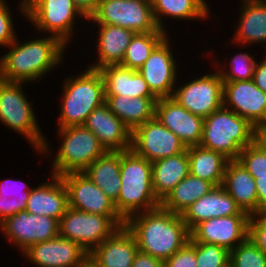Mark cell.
<instances>
[{
  "instance_id": "1",
  "label": "cell",
  "mask_w": 266,
  "mask_h": 267,
  "mask_svg": "<svg viewBox=\"0 0 266 267\" xmlns=\"http://www.w3.org/2000/svg\"><path fill=\"white\" fill-rule=\"evenodd\" d=\"M17 39L6 47L9 51L0 57V79L7 82H38L61 65L68 47L52 35L43 34L41 38L23 42Z\"/></svg>"
},
{
  "instance_id": "2",
  "label": "cell",
  "mask_w": 266,
  "mask_h": 267,
  "mask_svg": "<svg viewBox=\"0 0 266 267\" xmlns=\"http://www.w3.org/2000/svg\"><path fill=\"white\" fill-rule=\"evenodd\" d=\"M125 226L134 235L139 251L164 261L191 237L182 215L161 206L132 215Z\"/></svg>"
},
{
  "instance_id": "3",
  "label": "cell",
  "mask_w": 266,
  "mask_h": 267,
  "mask_svg": "<svg viewBox=\"0 0 266 267\" xmlns=\"http://www.w3.org/2000/svg\"><path fill=\"white\" fill-rule=\"evenodd\" d=\"M120 178V192L114 204L125 221L160 206L152 187V163L132 149L120 152Z\"/></svg>"
},
{
  "instance_id": "4",
  "label": "cell",
  "mask_w": 266,
  "mask_h": 267,
  "mask_svg": "<svg viewBox=\"0 0 266 267\" xmlns=\"http://www.w3.org/2000/svg\"><path fill=\"white\" fill-rule=\"evenodd\" d=\"M58 128L83 126L92 111L105 103L104 81L99 70L86 68L63 83Z\"/></svg>"
},
{
  "instance_id": "5",
  "label": "cell",
  "mask_w": 266,
  "mask_h": 267,
  "mask_svg": "<svg viewBox=\"0 0 266 267\" xmlns=\"http://www.w3.org/2000/svg\"><path fill=\"white\" fill-rule=\"evenodd\" d=\"M257 129L245 118L222 106L204 118L200 146L238 159L241 150L252 144Z\"/></svg>"
},
{
  "instance_id": "6",
  "label": "cell",
  "mask_w": 266,
  "mask_h": 267,
  "mask_svg": "<svg viewBox=\"0 0 266 267\" xmlns=\"http://www.w3.org/2000/svg\"><path fill=\"white\" fill-rule=\"evenodd\" d=\"M23 82H7L0 79V122L10 130L19 133L41 156H49L50 143L47 142L32 108L24 93ZM36 149V150H35Z\"/></svg>"
},
{
  "instance_id": "7",
  "label": "cell",
  "mask_w": 266,
  "mask_h": 267,
  "mask_svg": "<svg viewBox=\"0 0 266 267\" xmlns=\"http://www.w3.org/2000/svg\"><path fill=\"white\" fill-rule=\"evenodd\" d=\"M18 8L36 31L55 36L69 46L77 17L88 21L72 0H21Z\"/></svg>"
},
{
  "instance_id": "8",
  "label": "cell",
  "mask_w": 266,
  "mask_h": 267,
  "mask_svg": "<svg viewBox=\"0 0 266 267\" xmlns=\"http://www.w3.org/2000/svg\"><path fill=\"white\" fill-rule=\"evenodd\" d=\"M57 129L61 143L52 160L50 175L82 173L106 152L98 138L84 126Z\"/></svg>"
},
{
  "instance_id": "9",
  "label": "cell",
  "mask_w": 266,
  "mask_h": 267,
  "mask_svg": "<svg viewBox=\"0 0 266 267\" xmlns=\"http://www.w3.org/2000/svg\"><path fill=\"white\" fill-rule=\"evenodd\" d=\"M123 226L125 220L121 216H103L68 207L59 221V235L78 243L90 254Z\"/></svg>"
},
{
  "instance_id": "10",
  "label": "cell",
  "mask_w": 266,
  "mask_h": 267,
  "mask_svg": "<svg viewBox=\"0 0 266 267\" xmlns=\"http://www.w3.org/2000/svg\"><path fill=\"white\" fill-rule=\"evenodd\" d=\"M88 22L118 26L134 33L159 29L153 16L151 0H99L97 10Z\"/></svg>"
},
{
  "instance_id": "11",
  "label": "cell",
  "mask_w": 266,
  "mask_h": 267,
  "mask_svg": "<svg viewBox=\"0 0 266 267\" xmlns=\"http://www.w3.org/2000/svg\"><path fill=\"white\" fill-rule=\"evenodd\" d=\"M175 87L172 98L203 119L223 106V80L218 71Z\"/></svg>"
},
{
  "instance_id": "12",
  "label": "cell",
  "mask_w": 266,
  "mask_h": 267,
  "mask_svg": "<svg viewBox=\"0 0 266 267\" xmlns=\"http://www.w3.org/2000/svg\"><path fill=\"white\" fill-rule=\"evenodd\" d=\"M0 232L5 235L7 241L18 247L20 252H24L33 244L57 237L59 222L45 215L20 211L0 223Z\"/></svg>"
},
{
  "instance_id": "13",
  "label": "cell",
  "mask_w": 266,
  "mask_h": 267,
  "mask_svg": "<svg viewBox=\"0 0 266 267\" xmlns=\"http://www.w3.org/2000/svg\"><path fill=\"white\" fill-rule=\"evenodd\" d=\"M131 149L151 163L184 152L182 141L155 117L132 131Z\"/></svg>"
},
{
  "instance_id": "14",
  "label": "cell",
  "mask_w": 266,
  "mask_h": 267,
  "mask_svg": "<svg viewBox=\"0 0 266 267\" xmlns=\"http://www.w3.org/2000/svg\"><path fill=\"white\" fill-rule=\"evenodd\" d=\"M170 35L151 53L144 65L138 69L157 98L172 97L177 86L178 67L171 49Z\"/></svg>"
},
{
  "instance_id": "15",
  "label": "cell",
  "mask_w": 266,
  "mask_h": 267,
  "mask_svg": "<svg viewBox=\"0 0 266 267\" xmlns=\"http://www.w3.org/2000/svg\"><path fill=\"white\" fill-rule=\"evenodd\" d=\"M223 106L247 119L256 129L266 124V93L253 80L223 82Z\"/></svg>"
},
{
  "instance_id": "16",
  "label": "cell",
  "mask_w": 266,
  "mask_h": 267,
  "mask_svg": "<svg viewBox=\"0 0 266 267\" xmlns=\"http://www.w3.org/2000/svg\"><path fill=\"white\" fill-rule=\"evenodd\" d=\"M250 215L211 218L199 223L191 232L197 243L215 244L233 250L248 237Z\"/></svg>"
},
{
  "instance_id": "17",
  "label": "cell",
  "mask_w": 266,
  "mask_h": 267,
  "mask_svg": "<svg viewBox=\"0 0 266 267\" xmlns=\"http://www.w3.org/2000/svg\"><path fill=\"white\" fill-rule=\"evenodd\" d=\"M60 177L67 188L69 208L103 216H120L114 202L83 172Z\"/></svg>"
},
{
  "instance_id": "18",
  "label": "cell",
  "mask_w": 266,
  "mask_h": 267,
  "mask_svg": "<svg viewBox=\"0 0 266 267\" xmlns=\"http://www.w3.org/2000/svg\"><path fill=\"white\" fill-rule=\"evenodd\" d=\"M22 254L36 267H79L89 256L78 243L60 235L29 246Z\"/></svg>"
},
{
  "instance_id": "19",
  "label": "cell",
  "mask_w": 266,
  "mask_h": 267,
  "mask_svg": "<svg viewBox=\"0 0 266 267\" xmlns=\"http://www.w3.org/2000/svg\"><path fill=\"white\" fill-rule=\"evenodd\" d=\"M155 118L171 130L186 148L200 144L204 119L189 112L174 98H158Z\"/></svg>"
},
{
  "instance_id": "20",
  "label": "cell",
  "mask_w": 266,
  "mask_h": 267,
  "mask_svg": "<svg viewBox=\"0 0 266 267\" xmlns=\"http://www.w3.org/2000/svg\"><path fill=\"white\" fill-rule=\"evenodd\" d=\"M83 126L98 138L106 151L131 149L132 132L105 103L92 111Z\"/></svg>"
},
{
  "instance_id": "21",
  "label": "cell",
  "mask_w": 266,
  "mask_h": 267,
  "mask_svg": "<svg viewBox=\"0 0 266 267\" xmlns=\"http://www.w3.org/2000/svg\"><path fill=\"white\" fill-rule=\"evenodd\" d=\"M232 215L249 214L242 211L223 186L219 185L190 205L182 214V218L191 232L203 221Z\"/></svg>"
},
{
  "instance_id": "22",
  "label": "cell",
  "mask_w": 266,
  "mask_h": 267,
  "mask_svg": "<svg viewBox=\"0 0 266 267\" xmlns=\"http://www.w3.org/2000/svg\"><path fill=\"white\" fill-rule=\"evenodd\" d=\"M50 177L49 182H43L31 189L26 211L35 215H45L59 222L68 208V192L60 176Z\"/></svg>"
},
{
  "instance_id": "23",
  "label": "cell",
  "mask_w": 266,
  "mask_h": 267,
  "mask_svg": "<svg viewBox=\"0 0 266 267\" xmlns=\"http://www.w3.org/2000/svg\"><path fill=\"white\" fill-rule=\"evenodd\" d=\"M138 250L134 235L123 226L97 246L89 256L101 267H132Z\"/></svg>"
},
{
  "instance_id": "24",
  "label": "cell",
  "mask_w": 266,
  "mask_h": 267,
  "mask_svg": "<svg viewBox=\"0 0 266 267\" xmlns=\"http://www.w3.org/2000/svg\"><path fill=\"white\" fill-rule=\"evenodd\" d=\"M223 188L242 211L258 214V196L255 178L238 159L229 160L222 182Z\"/></svg>"
},
{
  "instance_id": "25",
  "label": "cell",
  "mask_w": 266,
  "mask_h": 267,
  "mask_svg": "<svg viewBox=\"0 0 266 267\" xmlns=\"http://www.w3.org/2000/svg\"><path fill=\"white\" fill-rule=\"evenodd\" d=\"M240 17L231 42L235 45H266V0H241ZM246 44V45H245Z\"/></svg>"
},
{
  "instance_id": "26",
  "label": "cell",
  "mask_w": 266,
  "mask_h": 267,
  "mask_svg": "<svg viewBox=\"0 0 266 267\" xmlns=\"http://www.w3.org/2000/svg\"><path fill=\"white\" fill-rule=\"evenodd\" d=\"M104 81L105 96L156 97L138 70L118 65L99 69Z\"/></svg>"
},
{
  "instance_id": "27",
  "label": "cell",
  "mask_w": 266,
  "mask_h": 267,
  "mask_svg": "<svg viewBox=\"0 0 266 267\" xmlns=\"http://www.w3.org/2000/svg\"><path fill=\"white\" fill-rule=\"evenodd\" d=\"M98 26L97 61L88 68L99 70L107 65L122 63L126 49L130 44L134 32L118 26L95 24Z\"/></svg>"
},
{
  "instance_id": "28",
  "label": "cell",
  "mask_w": 266,
  "mask_h": 267,
  "mask_svg": "<svg viewBox=\"0 0 266 267\" xmlns=\"http://www.w3.org/2000/svg\"><path fill=\"white\" fill-rule=\"evenodd\" d=\"M157 97L105 96V104L132 132L155 117Z\"/></svg>"
},
{
  "instance_id": "29",
  "label": "cell",
  "mask_w": 266,
  "mask_h": 267,
  "mask_svg": "<svg viewBox=\"0 0 266 267\" xmlns=\"http://www.w3.org/2000/svg\"><path fill=\"white\" fill-rule=\"evenodd\" d=\"M189 173L187 149L178 155L152 162V187L156 197L162 201Z\"/></svg>"
},
{
  "instance_id": "30",
  "label": "cell",
  "mask_w": 266,
  "mask_h": 267,
  "mask_svg": "<svg viewBox=\"0 0 266 267\" xmlns=\"http://www.w3.org/2000/svg\"><path fill=\"white\" fill-rule=\"evenodd\" d=\"M114 203L121 187L120 152L106 151L83 172Z\"/></svg>"
},
{
  "instance_id": "31",
  "label": "cell",
  "mask_w": 266,
  "mask_h": 267,
  "mask_svg": "<svg viewBox=\"0 0 266 267\" xmlns=\"http://www.w3.org/2000/svg\"><path fill=\"white\" fill-rule=\"evenodd\" d=\"M153 16L159 29L167 32L166 18L178 20H205L211 18L207 0H151ZM166 18H165V17ZM163 17L165 20H163Z\"/></svg>"
},
{
  "instance_id": "32",
  "label": "cell",
  "mask_w": 266,
  "mask_h": 267,
  "mask_svg": "<svg viewBox=\"0 0 266 267\" xmlns=\"http://www.w3.org/2000/svg\"><path fill=\"white\" fill-rule=\"evenodd\" d=\"M189 172L192 176L211 182L214 186L222 185L228 159L220 152L200 145L187 148Z\"/></svg>"
},
{
  "instance_id": "33",
  "label": "cell",
  "mask_w": 266,
  "mask_h": 267,
  "mask_svg": "<svg viewBox=\"0 0 266 267\" xmlns=\"http://www.w3.org/2000/svg\"><path fill=\"white\" fill-rule=\"evenodd\" d=\"M213 187L211 182L189 173L167 194L160 206L167 211L182 215L190 205L209 193Z\"/></svg>"
},
{
  "instance_id": "34",
  "label": "cell",
  "mask_w": 266,
  "mask_h": 267,
  "mask_svg": "<svg viewBox=\"0 0 266 267\" xmlns=\"http://www.w3.org/2000/svg\"><path fill=\"white\" fill-rule=\"evenodd\" d=\"M168 32L158 29L154 32L135 33L128 45L122 63L123 67L138 70L144 65L152 51L167 37Z\"/></svg>"
},
{
  "instance_id": "35",
  "label": "cell",
  "mask_w": 266,
  "mask_h": 267,
  "mask_svg": "<svg viewBox=\"0 0 266 267\" xmlns=\"http://www.w3.org/2000/svg\"><path fill=\"white\" fill-rule=\"evenodd\" d=\"M19 181L10 178L0 181V223L20 211H26L32 188L24 181Z\"/></svg>"
},
{
  "instance_id": "36",
  "label": "cell",
  "mask_w": 266,
  "mask_h": 267,
  "mask_svg": "<svg viewBox=\"0 0 266 267\" xmlns=\"http://www.w3.org/2000/svg\"><path fill=\"white\" fill-rule=\"evenodd\" d=\"M256 62L257 60L253 55H250L248 54V52L243 51V53L240 52L236 53V55L234 54L231 62H227V65L230 67V69H227L228 67L226 66V64L222 66V63H217L218 67L215 66V70L219 72L223 82L252 80ZM219 65L221 67H219Z\"/></svg>"
},
{
  "instance_id": "37",
  "label": "cell",
  "mask_w": 266,
  "mask_h": 267,
  "mask_svg": "<svg viewBox=\"0 0 266 267\" xmlns=\"http://www.w3.org/2000/svg\"><path fill=\"white\" fill-rule=\"evenodd\" d=\"M230 265L232 267H266V253L247 237L230 251Z\"/></svg>"
},
{
  "instance_id": "38",
  "label": "cell",
  "mask_w": 266,
  "mask_h": 267,
  "mask_svg": "<svg viewBox=\"0 0 266 267\" xmlns=\"http://www.w3.org/2000/svg\"><path fill=\"white\" fill-rule=\"evenodd\" d=\"M238 160L255 179H266V148L257 139L241 150Z\"/></svg>"
},
{
  "instance_id": "39",
  "label": "cell",
  "mask_w": 266,
  "mask_h": 267,
  "mask_svg": "<svg viewBox=\"0 0 266 267\" xmlns=\"http://www.w3.org/2000/svg\"><path fill=\"white\" fill-rule=\"evenodd\" d=\"M229 264V250L215 244L196 242L197 267H227Z\"/></svg>"
},
{
  "instance_id": "40",
  "label": "cell",
  "mask_w": 266,
  "mask_h": 267,
  "mask_svg": "<svg viewBox=\"0 0 266 267\" xmlns=\"http://www.w3.org/2000/svg\"><path fill=\"white\" fill-rule=\"evenodd\" d=\"M14 18L6 0H0V46L7 47L17 37L14 28ZM0 47V48H1Z\"/></svg>"
},
{
  "instance_id": "41",
  "label": "cell",
  "mask_w": 266,
  "mask_h": 267,
  "mask_svg": "<svg viewBox=\"0 0 266 267\" xmlns=\"http://www.w3.org/2000/svg\"><path fill=\"white\" fill-rule=\"evenodd\" d=\"M165 267H197L196 242L191 238L182 248L164 261Z\"/></svg>"
},
{
  "instance_id": "42",
  "label": "cell",
  "mask_w": 266,
  "mask_h": 267,
  "mask_svg": "<svg viewBox=\"0 0 266 267\" xmlns=\"http://www.w3.org/2000/svg\"><path fill=\"white\" fill-rule=\"evenodd\" d=\"M248 237L264 253H266V213L250 215Z\"/></svg>"
},
{
  "instance_id": "43",
  "label": "cell",
  "mask_w": 266,
  "mask_h": 267,
  "mask_svg": "<svg viewBox=\"0 0 266 267\" xmlns=\"http://www.w3.org/2000/svg\"><path fill=\"white\" fill-rule=\"evenodd\" d=\"M132 267H165L164 260L152 257L138 250L132 263Z\"/></svg>"
},
{
  "instance_id": "44",
  "label": "cell",
  "mask_w": 266,
  "mask_h": 267,
  "mask_svg": "<svg viewBox=\"0 0 266 267\" xmlns=\"http://www.w3.org/2000/svg\"><path fill=\"white\" fill-rule=\"evenodd\" d=\"M263 58L262 61L256 62L252 80L259 89L266 93V55Z\"/></svg>"
},
{
  "instance_id": "45",
  "label": "cell",
  "mask_w": 266,
  "mask_h": 267,
  "mask_svg": "<svg viewBox=\"0 0 266 267\" xmlns=\"http://www.w3.org/2000/svg\"><path fill=\"white\" fill-rule=\"evenodd\" d=\"M79 11L89 19L97 10L99 0H72Z\"/></svg>"
},
{
  "instance_id": "46",
  "label": "cell",
  "mask_w": 266,
  "mask_h": 267,
  "mask_svg": "<svg viewBox=\"0 0 266 267\" xmlns=\"http://www.w3.org/2000/svg\"><path fill=\"white\" fill-rule=\"evenodd\" d=\"M258 196V214L266 213V179H255Z\"/></svg>"
},
{
  "instance_id": "47",
  "label": "cell",
  "mask_w": 266,
  "mask_h": 267,
  "mask_svg": "<svg viewBox=\"0 0 266 267\" xmlns=\"http://www.w3.org/2000/svg\"><path fill=\"white\" fill-rule=\"evenodd\" d=\"M256 139L259 143L266 148V124L257 128V137Z\"/></svg>"
},
{
  "instance_id": "48",
  "label": "cell",
  "mask_w": 266,
  "mask_h": 267,
  "mask_svg": "<svg viewBox=\"0 0 266 267\" xmlns=\"http://www.w3.org/2000/svg\"><path fill=\"white\" fill-rule=\"evenodd\" d=\"M79 267H101L94 259L88 256Z\"/></svg>"
}]
</instances>
